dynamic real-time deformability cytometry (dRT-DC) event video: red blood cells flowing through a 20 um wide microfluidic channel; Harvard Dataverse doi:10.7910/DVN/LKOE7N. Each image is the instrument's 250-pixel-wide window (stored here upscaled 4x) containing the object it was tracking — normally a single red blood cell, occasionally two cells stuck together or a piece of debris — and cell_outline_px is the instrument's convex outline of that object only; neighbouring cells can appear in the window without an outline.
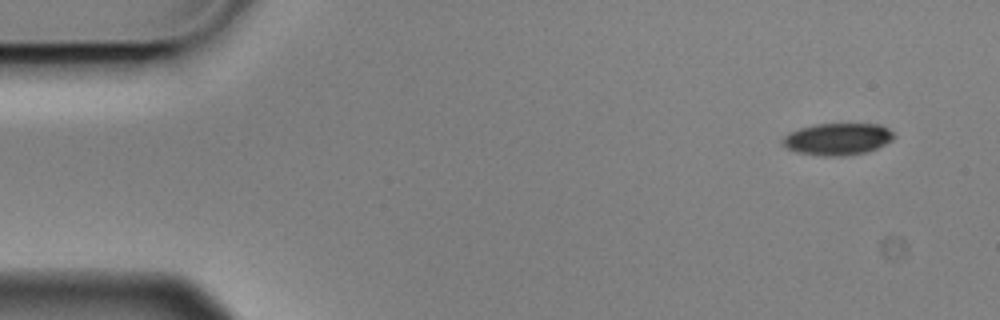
{"species": "Egyptian fruit bat (a non-hibernating species)", "species_latin": "Rousettus aegyptiacus", "temperature_condition": "cold", "stored_images_in_passage": 5, "camera_frame_rate_fps": 3000, "um_per_image_px": 0.085, "animal": {"sex": "male"}, "frame": {"image": 1, "passage_image": 1, "time_ms": 0.0, "image_size_px": [1000, 320], "cell_outline_px": [[896, 136], [892, 140], [876, 148], [864, 152], [844, 156], [820, 156], [796, 152], [788, 148], [780, 140], [784, 136], [800, 128], [816, 124], [880, 124], [888, 128]], "centroid_in_image_um": [71.2, 11.82], "position_along_channel_um": 13.8, "area_um2": 20.58}}
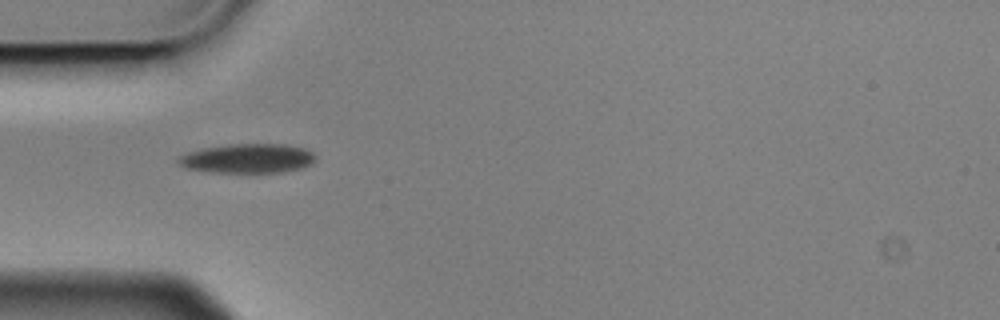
{"frame": {"image": 2, "passage_image": 4, "time_ms": 1.0, "image_size_px": [1000, 320], "cell_outline_px": [[316, 160], [312, 164], [300, 168], [284, 172], [212, 172], [184, 168], [176, 160], [176, 156], [200, 148], [228, 144], [284, 144], [304, 148], [312, 152], [316, 156]], "centroid_in_image_um": [21.02, 13.46], "position_along_channel_um": 64.0, "area_um2": 23.7}}
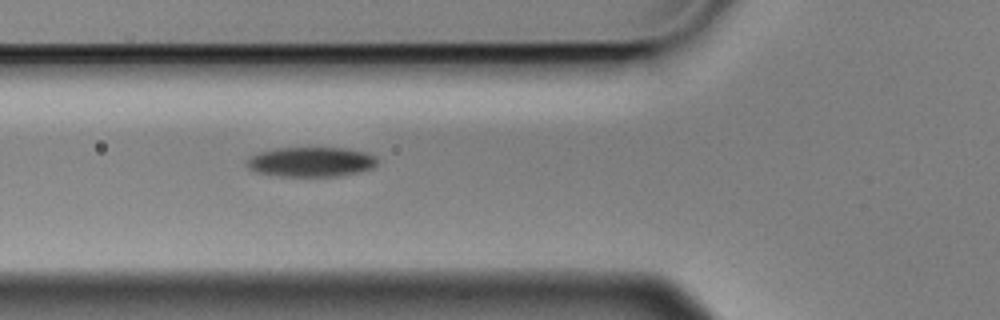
{"frame": {"image": 3, "passage_image": 5, "time_ms": 1.333, "image_size_px": [1000, 320], "cell_outline_px": [[376, 164], [372, 168], [356, 172], [336, 176], [280, 176], [256, 172], [248, 168], [244, 164], [252, 156], [260, 152], [280, 148], [340, 148], [364, 152], [376, 156]], "centroid_in_image_um": [26.4, 13.76], "position_along_channel_um": 99.4, "area_um2": 22.25}}